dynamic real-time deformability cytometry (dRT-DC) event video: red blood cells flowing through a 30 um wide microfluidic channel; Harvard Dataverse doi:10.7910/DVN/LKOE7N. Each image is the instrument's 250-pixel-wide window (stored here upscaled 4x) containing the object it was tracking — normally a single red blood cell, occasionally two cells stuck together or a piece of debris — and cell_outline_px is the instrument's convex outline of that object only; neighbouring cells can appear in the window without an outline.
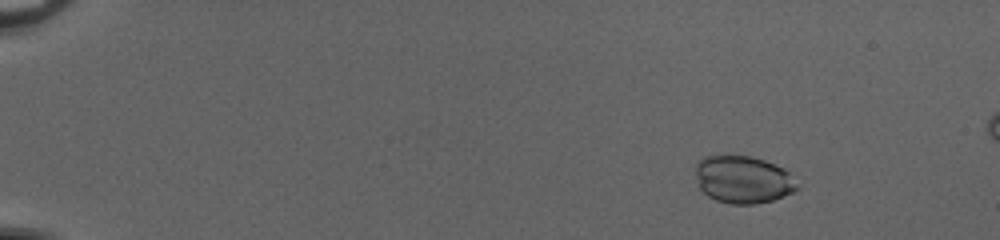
{"species": "common noctule bat (a hibernating species)", "species_latin": "Nyctalus noctula", "temperature_condition": "cold", "stored_images_in_passage": 54, "camera_frame_rate_fps": 3000, "um_per_image_px": 0.085, "animal": {"sex": "female", "body_mass_g": 20.0, "forearm_length_mm": 54.0}, "frame": {"image": 1, "passage_image": 8, "time_ms": 2.333, "image_size_px": [1000, 240], "cell_outline_px": [[800, 188], [792, 192], [772, 200], [752, 204], [732, 204], [716, 200], [708, 196], [700, 188], [696, 172], [696, 164], [704, 156], [748, 156], [764, 160], [784, 168], [788, 172]], "centroid_in_image_um": [63.16, 15.26], "position_along_channel_um": 21.8, "area_um2": 27.74}}
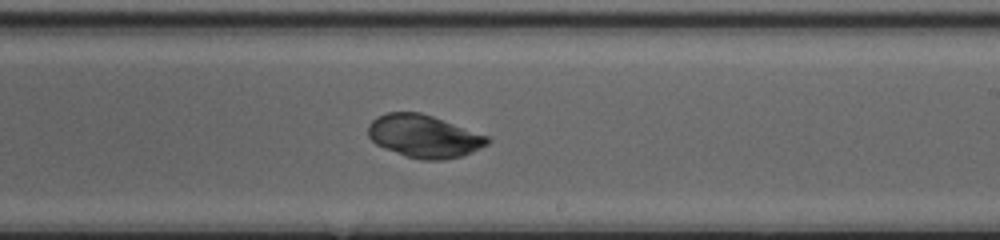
{"frame": {"image": 2, "passage_image": 35, "time_ms": 11.333, "image_size_px": [1000, 240], "cell_outline_px": [[492, 140], [488, 144], [472, 152], [460, 156], [444, 160], [420, 160], [384, 148], [376, 144], [368, 136], [368, 124], [376, 116], [388, 112], [420, 112], [432, 116], [488, 136]], "centroid_in_image_um": [36.03, 11.58], "position_along_channel_um": 253.0, "area_um2": 29.59}}
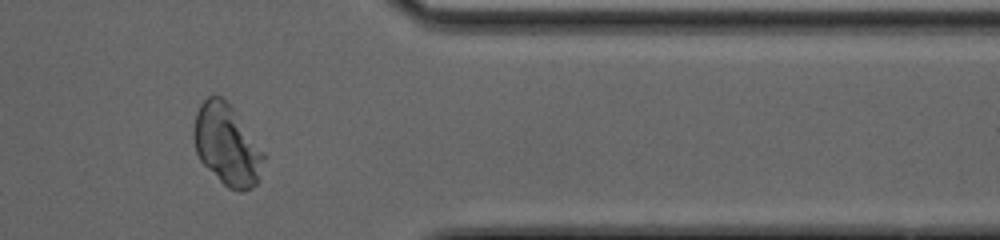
{"frame": {"image": 3, "passage_image": 46, "time_ms": 15.0, "image_size_px": [1000, 240], "cell_outline_px": [[268, 156], [260, 180], [252, 188], [244, 192], [240, 192], [228, 188], [200, 160], [196, 152], [192, 136], [192, 132], [196, 112], [200, 104], [208, 96], [220, 96], [228, 100]], "centroid_in_image_um": [19.34, 12.32], "position_along_channel_um": 392.1, "area_um2": 33.81}}